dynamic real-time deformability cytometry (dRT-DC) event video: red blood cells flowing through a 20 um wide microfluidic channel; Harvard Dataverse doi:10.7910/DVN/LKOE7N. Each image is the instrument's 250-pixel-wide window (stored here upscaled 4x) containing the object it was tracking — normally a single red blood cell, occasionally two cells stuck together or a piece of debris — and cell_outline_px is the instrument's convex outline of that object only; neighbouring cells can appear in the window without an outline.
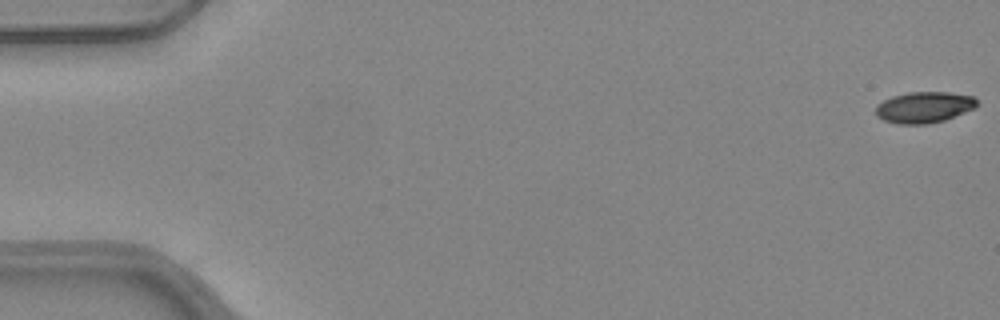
{"species": "common noctule bat (a hibernating species)", "species_latin": "Nyctalus noctula", "temperature_condition": "warm", "stored_images_in_passage": 52, "camera_frame_rate_fps": 3000, "um_per_image_px": 0.085, "animal": {"sex": "female", "body_mass_g": 24.6, "forearm_length_mm": 56.2}, "frame": {"image": 1, "passage_image": 1, "time_ms": 0.0, "image_size_px": [1000, 320], "cell_outline_px": [[976, 104], [972, 108], [964, 112], [944, 120], [928, 124], [896, 124], [884, 120], [876, 116], [876, 104], [892, 96], [908, 92], [948, 92], [972, 96], [976, 100]], "centroid_in_image_um": [78.48, 9.12], "position_along_channel_um": 6.5, "area_um2": 18.21}}
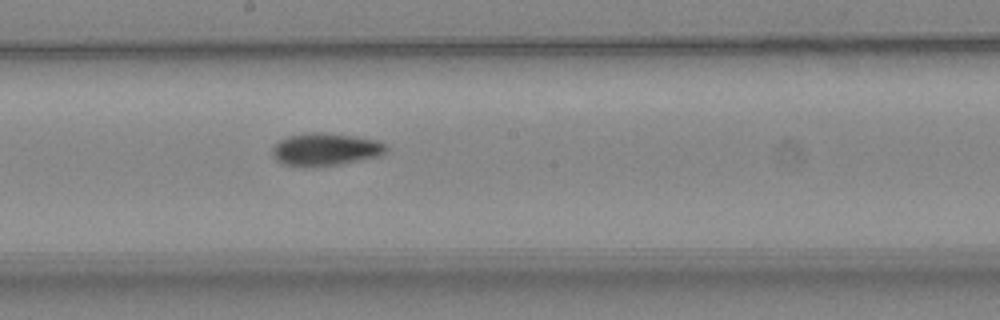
{"frame": {"image": 2, "passage_image": 29, "time_ms": 9.333, "image_size_px": [1000, 320], "cell_outline_px": [[388, 148], [384, 152], [376, 156], [360, 160], [340, 164], [304, 168], [300, 168], [284, 164], [276, 160], [272, 156], [272, 148], [280, 140], [288, 136], [308, 132], [320, 132], [356, 136], [380, 140]], "centroid_in_image_um": [27.62, 12.7], "position_along_channel_um": 220.6, "area_um2": 21.85}}
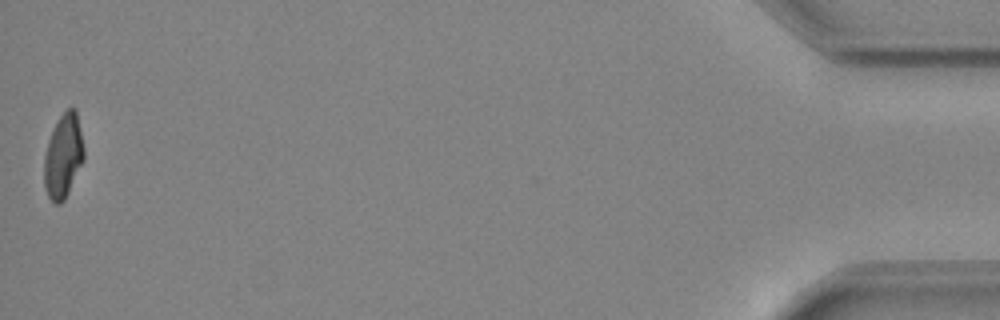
{"frame": {"image": 3, "passage_image": 52, "time_ms": 17.0, "image_size_px": [1000, 320], "cell_outline_px": [[84, 160], [64, 200], [60, 204], [56, 204], [48, 196], [44, 188], [44, 156], [48, 140], [60, 116], [68, 108], [76, 108], [84, 148]], "centroid_in_image_um": [5.38, 13.28], "position_along_channel_um": 429.8, "area_um2": 19.36}, "authors_computed_cell_mechanics": {"area_um2": 20.1433, "velocity_mm_per_s": 4.0134, "shape_relaxation_time_tau1_ms": 8.598, "shape_relaxation_time_tau2_ms": 4.9842, "deformation_change_tau1": 0.2242, "deformation_change_tau2": 0.1178}}